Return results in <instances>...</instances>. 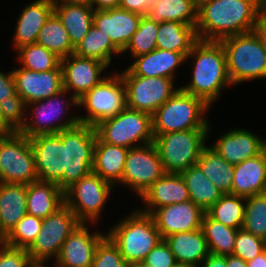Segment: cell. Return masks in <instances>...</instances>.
I'll list each match as a JSON object with an SVG mask.
<instances>
[{"instance_id": "obj_1", "label": "cell", "mask_w": 266, "mask_h": 267, "mask_svg": "<svg viewBox=\"0 0 266 267\" xmlns=\"http://www.w3.org/2000/svg\"><path fill=\"white\" fill-rule=\"evenodd\" d=\"M264 0H211L197 9L198 40L219 42L256 30Z\"/></svg>"}, {"instance_id": "obj_2", "label": "cell", "mask_w": 266, "mask_h": 267, "mask_svg": "<svg viewBox=\"0 0 266 267\" xmlns=\"http://www.w3.org/2000/svg\"><path fill=\"white\" fill-rule=\"evenodd\" d=\"M193 57L192 80L183 91L202 99L209 107L219 98L221 90L231 84L226 56L220 42L198 40L186 56Z\"/></svg>"}, {"instance_id": "obj_3", "label": "cell", "mask_w": 266, "mask_h": 267, "mask_svg": "<svg viewBox=\"0 0 266 267\" xmlns=\"http://www.w3.org/2000/svg\"><path fill=\"white\" fill-rule=\"evenodd\" d=\"M219 42L225 52L231 84L266 78V47L256 30L230 36Z\"/></svg>"}, {"instance_id": "obj_4", "label": "cell", "mask_w": 266, "mask_h": 267, "mask_svg": "<svg viewBox=\"0 0 266 267\" xmlns=\"http://www.w3.org/2000/svg\"><path fill=\"white\" fill-rule=\"evenodd\" d=\"M128 264L142 263L146 255L163 240L153 217L135 210L106 234Z\"/></svg>"}, {"instance_id": "obj_5", "label": "cell", "mask_w": 266, "mask_h": 267, "mask_svg": "<svg viewBox=\"0 0 266 267\" xmlns=\"http://www.w3.org/2000/svg\"><path fill=\"white\" fill-rule=\"evenodd\" d=\"M209 106L181 88L152 115L154 137L164 133L191 129H209L203 117Z\"/></svg>"}, {"instance_id": "obj_6", "label": "cell", "mask_w": 266, "mask_h": 267, "mask_svg": "<svg viewBox=\"0 0 266 267\" xmlns=\"http://www.w3.org/2000/svg\"><path fill=\"white\" fill-rule=\"evenodd\" d=\"M209 129L164 133L153 139L166 173L180 174L197 161L204 149Z\"/></svg>"}, {"instance_id": "obj_7", "label": "cell", "mask_w": 266, "mask_h": 267, "mask_svg": "<svg viewBox=\"0 0 266 267\" xmlns=\"http://www.w3.org/2000/svg\"><path fill=\"white\" fill-rule=\"evenodd\" d=\"M96 138L95 127L86 124L79 123L61 131V141L65 147V169L57 185L63 192L92 172Z\"/></svg>"}, {"instance_id": "obj_8", "label": "cell", "mask_w": 266, "mask_h": 267, "mask_svg": "<svg viewBox=\"0 0 266 267\" xmlns=\"http://www.w3.org/2000/svg\"><path fill=\"white\" fill-rule=\"evenodd\" d=\"M95 129L103 142L128 149L137 147V142L142 146L154 139L152 115L127 107L116 116L101 121Z\"/></svg>"}, {"instance_id": "obj_9", "label": "cell", "mask_w": 266, "mask_h": 267, "mask_svg": "<svg viewBox=\"0 0 266 267\" xmlns=\"http://www.w3.org/2000/svg\"><path fill=\"white\" fill-rule=\"evenodd\" d=\"M78 106H84L88 115L79 116L81 124L95 127L101 121L116 116L126 106V88L119 73L106 76L78 99Z\"/></svg>"}, {"instance_id": "obj_10", "label": "cell", "mask_w": 266, "mask_h": 267, "mask_svg": "<svg viewBox=\"0 0 266 267\" xmlns=\"http://www.w3.org/2000/svg\"><path fill=\"white\" fill-rule=\"evenodd\" d=\"M37 180L30 139L20 132L0 137V183L28 185Z\"/></svg>"}, {"instance_id": "obj_11", "label": "cell", "mask_w": 266, "mask_h": 267, "mask_svg": "<svg viewBox=\"0 0 266 267\" xmlns=\"http://www.w3.org/2000/svg\"><path fill=\"white\" fill-rule=\"evenodd\" d=\"M80 223L66 204L47 216L42 221L39 234L26 249L30 260L47 261L52 257L56 260L64 241Z\"/></svg>"}, {"instance_id": "obj_12", "label": "cell", "mask_w": 266, "mask_h": 267, "mask_svg": "<svg viewBox=\"0 0 266 267\" xmlns=\"http://www.w3.org/2000/svg\"><path fill=\"white\" fill-rule=\"evenodd\" d=\"M114 186L91 172L64 192L65 204L81 223L96 222Z\"/></svg>"}, {"instance_id": "obj_13", "label": "cell", "mask_w": 266, "mask_h": 267, "mask_svg": "<svg viewBox=\"0 0 266 267\" xmlns=\"http://www.w3.org/2000/svg\"><path fill=\"white\" fill-rule=\"evenodd\" d=\"M126 88V106L129 109L153 115L179 88H173V79L141 77L127 69L120 73Z\"/></svg>"}, {"instance_id": "obj_14", "label": "cell", "mask_w": 266, "mask_h": 267, "mask_svg": "<svg viewBox=\"0 0 266 267\" xmlns=\"http://www.w3.org/2000/svg\"><path fill=\"white\" fill-rule=\"evenodd\" d=\"M165 173L153 142L138 145L128 150L120 183L130 187L141 197Z\"/></svg>"}, {"instance_id": "obj_15", "label": "cell", "mask_w": 266, "mask_h": 267, "mask_svg": "<svg viewBox=\"0 0 266 267\" xmlns=\"http://www.w3.org/2000/svg\"><path fill=\"white\" fill-rule=\"evenodd\" d=\"M65 93L67 94L68 91L63 90L47 99L28 104L27 108L28 106H32L33 108V112L31 113L32 119L30 118V122H32V124L26 120L20 133L26 135L28 138H32L42 134H57L62 130L75 127L77 124H79V116H72L71 118L67 119L66 122L63 121L62 123L57 121L63 114L65 115L63 110L69 107V105L78 106V99L75 96H71V104H69V102L65 99L61 100L60 98L62 97V94L65 95ZM55 121H57L56 124Z\"/></svg>"}, {"instance_id": "obj_16", "label": "cell", "mask_w": 266, "mask_h": 267, "mask_svg": "<svg viewBox=\"0 0 266 267\" xmlns=\"http://www.w3.org/2000/svg\"><path fill=\"white\" fill-rule=\"evenodd\" d=\"M16 93L25 103L41 101L64 90L61 64L49 71H31L19 67L12 71Z\"/></svg>"}, {"instance_id": "obj_17", "label": "cell", "mask_w": 266, "mask_h": 267, "mask_svg": "<svg viewBox=\"0 0 266 267\" xmlns=\"http://www.w3.org/2000/svg\"><path fill=\"white\" fill-rule=\"evenodd\" d=\"M30 139L40 181L58 183L65 169V147L61 132L42 134Z\"/></svg>"}, {"instance_id": "obj_18", "label": "cell", "mask_w": 266, "mask_h": 267, "mask_svg": "<svg viewBox=\"0 0 266 267\" xmlns=\"http://www.w3.org/2000/svg\"><path fill=\"white\" fill-rule=\"evenodd\" d=\"M64 90L71 92L77 99L99 84L106 76L101 77L107 65L101 61L75 55L61 59Z\"/></svg>"}, {"instance_id": "obj_19", "label": "cell", "mask_w": 266, "mask_h": 267, "mask_svg": "<svg viewBox=\"0 0 266 267\" xmlns=\"http://www.w3.org/2000/svg\"><path fill=\"white\" fill-rule=\"evenodd\" d=\"M204 214L205 211L188 200L160 207L151 216L161 237L165 239L178 232L200 229Z\"/></svg>"}, {"instance_id": "obj_20", "label": "cell", "mask_w": 266, "mask_h": 267, "mask_svg": "<svg viewBox=\"0 0 266 267\" xmlns=\"http://www.w3.org/2000/svg\"><path fill=\"white\" fill-rule=\"evenodd\" d=\"M106 236L104 233H89L85 223L66 238L57 257V267H91L96 248Z\"/></svg>"}, {"instance_id": "obj_21", "label": "cell", "mask_w": 266, "mask_h": 267, "mask_svg": "<svg viewBox=\"0 0 266 267\" xmlns=\"http://www.w3.org/2000/svg\"><path fill=\"white\" fill-rule=\"evenodd\" d=\"M142 15L117 7L94 10L93 25L122 52L137 31Z\"/></svg>"}, {"instance_id": "obj_22", "label": "cell", "mask_w": 266, "mask_h": 267, "mask_svg": "<svg viewBox=\"0 0 266 267\" xmlns=\"http://www.w3.org/2000/svg\"><path fill=\"white\" fill-rule=\"evenodd\" d=\"M266 140L245 129H233L226 132L211 146L228 163L236 165L258 156L265 150Z\"/></svg>"}, {"instance_id": "obj_23", "label": "cell", "mask_w": 266, "mask_h": 267, "mask_svg": "<svg viewBox=\"0 0 266 267\" xmlns=\"http://www.w3.org/2000/svg\"><path fill=\"white\" fill-rule=\"evenodd\" d=\"M140 198L144 204L146 203V208L139 211L149 215L165 205L190 200L188 188L181 174L175 173H165Z\"/></svg>"}, {"instance_id": "obj_24", "label": "cell", "mask_w": 266, "mask_h": 267, "mask_svg": "<svg viewBox=\"0 0 266 267\" xmlns=\"http://www.w3.org/2000/svg\"><path fill=\"white\" fill-rule=\"evenodd\" d=\"M266 192V150L234 165L231 194L250 197Z\"/></svg>"}, {"instance_id": "obj_25", "label": "cell", "mask_w": 266, "mask_h": 267, "mask_svg": "<svg viewBox=\"0 0 266 267\" xmlns=\"http://www.w3.org/2000/svg\"><path fill=\"white\" fill-rule=\"evenodd\" d=\"M53 12L54 0H36L24 7L13 36L15 48L36 43L42 26Z\"/></svg>"}, {"instance_id": "obj_26", "label": "cell", "mask_w": 266, "mask_h": 267, "mask_svg": "<svg viewBox=\"0 0 266 267\" xmlns=\"http://www.w3.org/2000/svg\"><path fill=\"white\" fill-rule=\"evenodd\" d=\"M127 70L135 76L167 77L174 79L176 68L186 62V57L175 51L155 49L148 54L140 55Z\"/></svg>"}, {"instance_id": "obj_27", "label": "cell", "mask_w": 266, "mask_h": 267, "mask_svg": "<svg viewBox=\"0 0 266 267\" xmlns=\"http://www.w3.org/2000/svg\"><path fill=\"white\" fill-rule=\"evenodd\" d=\"M128 150L123 146L107 144L97 136L92 172L114 186L117 182L120 184Z\"/></svg>"}, {"instance_id": "obj_28", "label": "cell", "mask_w": 266, "mask_h": 267, "mask_svg": "<svg viewBox=\"0 0 266 267\" xmlns=\"http://www.w3.org/2000/svg\"><path fill=\"white\" fill-rule=\"evenodd\" d=\"M173 253L177 263L200 267V263L208 256L206 239L202 229L178 232L164 239Z\"/></svg>"}, {"instance_id": "obj_29", "label": "cell", "mask_w": 266, "mask_h": 267, "mask_svg": "<svg viewBox=\"0 0 266 267\" xmlns=\"http://www.w3.org/2000/svg\"><path fill=\"white\" fill-rule=\"evenodd\" d=\"M64 204V192L56 183L37 180L27 185V214L45 219Z\"/></svg>"}, {"instance_id": "obj_30", "label": "cell", "mask_w": 266, "mask_h": 267, "mask_svg": "<svg viewBox=\"0 0 266 267\" xmlns=\"http://www.w3.org/2000/svg\"><path fill=\"white\" fill-rule=\"evenodd\" d=\"M27 184L0 183L1 231L7 235L27 214Z\"/></svg>"}, {"instance_id": "obj_31", "label": "cell", "mask_w": 266, "mask_h": 267, "mask_svg": "<svg viewBox=\"0 0 266 267\" xmlns=\"http://www.w3.org/2000/svg\"><path fill=\"white\" fill-rule=\"evenodd\" d=\"M54 13L66 29L74 47L83 40L93 25L94 9L91 6L54 3Z\"/></svg>"}, {"instance_id": "obj_32", "label": "cell", "mask_w": 266, "mask_h": 267, "mask_svg": "<svg viewBox=\"0 0 266 267\" xmlns=\"http://www.w3.org/2000/svg\"><path fill=\"white\" fill-rule=\"evenodd\" d=\"M197 41L196 26L174 21L159 24L157 49L180 52L186 57Z\"/></svg>"}, {"instance_id": "obj_33", "label": "cell", "mask_w": 266, "mask_h": 267, "mask_svg": "<svg viewBox=\"0 0 266 267\" xmlns=\"http://www.w3.org/2000/svg\"><path fill=\"white\" fill-rule=\"evenodd\" d=\"M197 9L193 0H156L144 17L159 24L174 21L196 26Z\"/></svg>"}, {"instance_id": "obj_34", "label": "cell", "mask_w": 266, "mask_h": 267, "mask_svg": "<svg viewBox=\"0 0 266 267\" xmlns=\"http://www.w3.org/2000/svg\"><path fill=\"white\" fill-rule=\"evenodd\" d=\"M180 174L188 188L190 200L205 212L223 195L203 174L198 164L190 166Z\"/></svg>"}, {"instance_id": "obj_35", "label": "cell", "mask_w": 266, "mask_h": 267, "mask_svg": "<svg viewBox=\"0 0 266 267\" xmlns=\"http://www.w3.org/2000/svg\"><path fill=\"white\" fill-rule=\"evenodd\" d=\"M203 174L211 180L223 194H231L234 165L228 163L212 147L205 146L197 161Z\"/></svg>"}, {"instance_id": "obj_36", "label": "cell", "mask_w": 266, "mask_h": 267, "mask_svg": "<svg viewBox=\"0 0 266 267\" xmlns=\"http://www.w3.org/2000/svg\"><path fill=\"white\" fill-rule=\"evenodd\" d=\"M122 52L112 43L108 35L92 25L89 32L74 48V54L80 57L91 58L107 66L111 63L112 55Z\"/></svg>"}, {"instance_id": "obj_37", "label": "cell", "mask_w": 266, "mask_h": 267, "mask_svg": "<svg viewBox=\"0 0 266 267\" xmlns=\"http://www.w3.org/2000/svg\"><path fill=\"white\" fill-rule=\"evenodd\" d=\"M201 229L206 239L209 253L217 255H233L234 243L238 229L225 226L212 219L206 212L203 216Z\"/></svg>"}, {"instance_id": "obj_38", "label": "cell", "mask_w": 266, "mask_h": 267, "mask_svg": "<svg viewBox=\"0 0 266 267\" xmlns=\"http://www.w3.org/2000/svg\"><path fill=\"white\" fill-rule=\"evenodd\" d=\"M36 43L55 53L61 59L73 54L75 48L66 29L54 12L42 26Z\"/></svg>"}, {"instance_id": "obj_39", "label": "cell", "mask_w": 266, "mask_h": 267, "mask_svg": "<svg viewBox=\"0 0 266 267\" xmlns=\"http://www.w3.org/2000/svg\"><path fill=\"white\" fill-rule=\"evenodd\" d=\"M206 213L214 220L233 229H242L245 214V198L223 194Z\"/></svg>"}, {"instance_id": "obj_40", "label": "cell", "mask_w": 266, "mask_h": 267, "mask_svg": "<svg viewBox=\"0 0 266 267\" xmlns=\"http://www.w3.org/2000/svg\"><path fill=\"white\" fill-rule=\"evenodd\" d=\"M16 51L21 67L31 71H49L61 64V58L37 43L22 46Z\"/></svg>"}, {"instance_id": "obj_41", "label": "cell", "mask_w": 266, "mask_h": 267, "mask_svg": "<svg viewBox=\"0 0 266 267\" xmlns=\"http://www.w3.org/2000/svg\"><path fill=\"white\" fill-rule=\"evenodd\" d=\"M242 229L266 241V192L245 198Z\"/></svg>"}, {"instance_id": "obj_42", "label": "cell", "mask_w": 266, "mask_h": 267, "mask_svg": "<svg viewBox=\"0 0 266 267\" xmlns=\"http://www.w3.org/2000/svg\"><path fill=\"white\" fill-rule=\"evenodd\" d=\"M43 219L26 214L5 236L4 244L27 249L35 240L42 227Z\"/></svg>"}, {"instance_id": "obj_43", "label": "cell", "mask_w": 266, "mask_h": 267, "mask_svg": "<svg viewBox=\"0 0 266 267\" xmlns=\"http://www.w3.org/2000/svg\"><path fill=\"white\" fill-rule=\"evenodd\" d=\"M159 23L149 21L142 16L137 31L122 52L130 50L133 58L148 54L156 49V39Z\"/></svg>"}, {"instance_id": "obj_44", "label": "cell", "mask_w": 266, "mask_h": 267, "mask_svg": "<svg viewBox=\"0 0 266 267\" xmlns=\"http://www.w3.org/2000/svg\"><path fill=\"white\" fill-rule=\"evenodd\" d=\"M266 250V241L263 238L239 229L234 243L233 255L248 262Z\"/></svg>"}, {"instance_id": "obj_45", "label": "cell", "mask_w": 266, "mask_h": 267, "mask_svg": "<svg viewBox=\"0 0 266 267\" xmlns=\"http://www.w3.org/2000/svg\"><path fill=\"white\" fill-rule=\"evenodd\" d=\"M26 108L27 104L17 93L0 103L3 119L14 132H20L24 127L27 119L24 116L23 109Z\"/></svg>"}, {"instance_id": "obj_46", "label": "cell", "mask_w": 266, "mask_h": 267, "mask_svg": "<svg viewBox=\"0 0 266 267\" xmlns=\"http://www.w3.org/2000/svg\"><path fill=\"white\" fill-rule=\"evenodd\" d=\"M120 250L106 235L98 244L91 267H127Z\"/></svg>"}, {"instance_id": "obj_47", "label": "cell", "mask_w": 266, "mask_h": 267, "mask_svg": "<svg viewBox=\"0 0 266 267\" xmlns=\"http://www.w3.org/2000/svg\"><path fill=\"white\" fill-rule=\"evenodd\" d=\"M142 263L148 267H173L177 261L168 243L163 239L146 255Z\"/></svg>"}, {"instance_id": "obj_48", "label": "cell", "mask_w": 266, "mask_h": 267, "mask_svg": "<svg viewBox=\"0 0 266 267\" xmlns=\"http://www.w3.org/2000/svg\"><path fill=\"white\" fill-rule=\"evenodd\" d=\"M30 261L26 249L11 247L0 242V267H26Z\"/></svg>"}, {"instance_id": "obj_49", "label": "cell", "mask_w": 266, "mask_h": 267, "mask_svg": "<svg viewBox=\"0 0 266 267\" xmlns=\"http://www.w3.org/2000/svg\"><path fill=\"white\" fill-rule=\"evenodd\" d=\"M16 93L15 81L11 72L3 74L0 71V103Z\"/></svg>"}, {"instance_id": "obj_50", "label": "cell", "mask_w": 266, "mask_h": 267, "mask_svg": "<svg viewBox=\"0 0 266 267\" xmlns=\"http://www.w3.org/2000/svg\"><path fill=\"white\" fill-rule=\"evenodd\" d=\"M155 1L156 0H120L119 7L144 16Z\"/></svg>"}, {"instance_id": "obj_51", "label": "cell", "mask_w": 266, "mask_h": 267, "mask_svg": "<svg viewBox=\"0 0 266 267\" xmlns=\"http://www.w3.org/2000/svg\"><path fill=\"white\" fill-rule=\"evenodd\" d=\"M202 267H227L226 256L209 253L203 260Z\"/></svg>"}, {"instance_id": "obj_52", "label": "cell", "mask_w": 266, "mask_h": 267, "mask_svg": "<svg viewBox=\"0 0 266 267\" xmlns=\"http://www.w3.org/2000/svg\"><path fill=\"white\" fill-rule=\"evenodd\" d=\"M119 3L120 0H92L91 7L94 10H106L119 7Z\"/></svg>"}, {"instance_id": "obj_53", "label": "cell", "mask_w": 266, "mask_h": 267, "mask_svg": "<svg viewBox=\"0 0 266 267\" xmlns=\"http://www.w3.org/2000/svg\"><path fill=\"white\" fill-rule=\"evenodd\" d=\"M256 31L261 35L266 47V7L261 10Z\"/></svg>"}, {"instance_id": "obj_54", "label": "cell", "mask_w": 266, "mask_h": 267, "mask_svg": "<svg viewBox=\"0 0 266 267\" xmlns=\"http://www.w3.org/2000/svg\"><path fill=\"white\" fill-rule=\"evenodd\" d=\"M226 264H227V267H248V264L246 261L234 255L226 256Z\"/></svg>"}, {"instance_id": "obj_55", "label": "cell", "mask_w": 266, "mask_h": 267, "mask_svg": "<svg viewBox=\"0 0 266 267\" xmlns=\"http://www.w3.org/2000/svg\"><path fill=\"white\" fill-rule=\"evenodd\" d=\"M248 267H266V250L247 262Z\"/></svg>"}, {"instance_id": "obj_56", "label": "cell", "mask_w": 266, "mask_h": 267, "mask_svg": "<svg viewBox=\"0 0 266 267\" xmlns=\"http://www.w3.org/2000/svg\"><path fill=\"white\" fill-rule=\"evenodd\" d=\"M13 133L14 131L6 124L0 111V137H5Z\"/></svg>"}, {"instance_id": "obj_57", "label": "cell", "mask_w": 266, "mask_h": 267, "mask_svg": "<svg viewBox=\"0 0 266 267\" xmlns=\"http://www.w3.org/2000/svg\"><path fill=\"white\" fill-rule=\"evenodd\" d=\"M92 0H54V3H67V4H77L91 6Z\"/></svg>"}, {"instance_id": "obj_58", "label": "cell", "mask_w": 266, "mask_h": 267, "mask_svg": "<svg viewBox=\"0 0 266 267\" xmlns=\"http://www.w3.org/2000/svg\"><path fill=\"white\" fill-rule=\"evenodd\" d=\"M45 261H33L28 263V267H48L44 264ZM57 267V266H56Z\"/></svg>"}, {"instance_id": "obj_59", "label": "cell", "mask_w": 266, "mask_h": 267, "mask_svg": "<svg viewBox=\"0 0 266 267\" xmlns=\"http://www.w3.org/2000/svg\"><path fill=\"white\" fill-rule=\"evenodd\" d=\"M208 1H211V0H193L195 6L198 8L200 5H202L203 3L205 2H208Z\"/></svg>"}, {"instance_id": "obj_60", "label": "cell", "mask_w": 266, "mask_h": 267, "mask_svg": "<svg viewBox=\"0 0 266 267\" xmlns=\"http://www.w3.org/2000/svg\"><path fill=\"white\" fill-rule=\"evenodd\" d=\"M127 267H148L143 263L128 264Z\"/></svg>"}, {"instance_id": "obj_61", "label": "cell", "mask_w": 266, "mask_h": 267, "mask_svg": "<svg viewBox=\"0 0 266 267\" xmlns=\"http://www.w3.org/2000/svg\"><path fill=\"white\" fill-rule=\"evenodd\" d=\"M5 234L1 231V222H0V242H2L5 238Z\"/></svg>"}, {"instance_id": "obj_62", "label": "cell", "mask_w": 266, "mask_h": 267, "mask_svg": "<svg viewBox=\"0 0 266 267\" xmlns=\"http://www.w3.org/2000/svg\"><path fill=\"white\" fill-rule=\"evenodd\" d=\"M173 267H192V266L177 263V264H176L175 266H173Z\"/></svg>"}]
</instances>
